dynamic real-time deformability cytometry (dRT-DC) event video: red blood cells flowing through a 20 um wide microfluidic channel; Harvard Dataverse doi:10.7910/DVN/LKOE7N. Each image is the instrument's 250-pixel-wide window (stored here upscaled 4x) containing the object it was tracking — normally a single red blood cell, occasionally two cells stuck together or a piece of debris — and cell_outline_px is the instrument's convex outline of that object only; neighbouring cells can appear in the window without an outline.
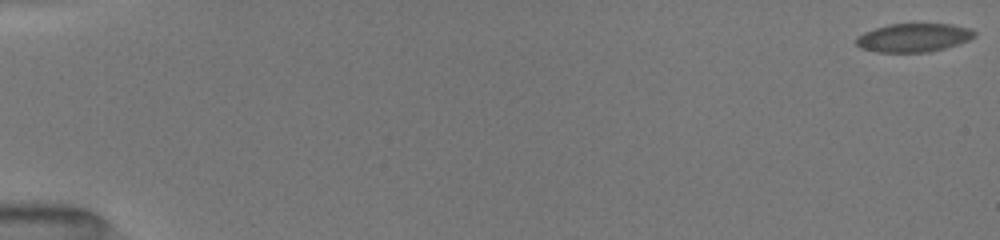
{"species": "common noctule bat (a hibernating species)", "species_latin": "Nyctalus noctula", "temperature_condition": "room temperature", "stored_images_in_passage": 54, "camera_frame_rate_fps": 3000, "um_per_image_px": 0.085, "animal": {"sex": "female", "body_mass_g": 19.5, "forearm_length_mm": 54.1}, "frame": {"image": 1, "passage_image": 1, "time_ms": 0.0, "image_size_px": [1000, 240], "cell_outline_px": [[976, 36], [968, 40], [944, 48], [928, 52], [876, 52], [860, 48], [856, 44], [856, 36], [864, 32], [888, 24], [952, 24], [972, 28], [976, 32]], "centroid_in_image_um": [77.65, 3.19], "position_along_channel_um": 7.3, "area_um2": 19.71}}
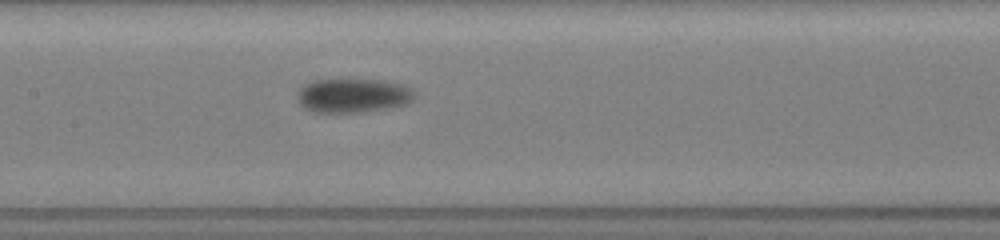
{"frame": {"image": 2, "passage_image": 28, "time_ms": 9.0, "image_size_px": [1000, 240], "cell_outline_px": [[416, 92], [412, 100], [404, 104], [364, 112], [312, 112], [304, 108], [300, 104], [296, 96], [296, 92], [304, 84], [316, 80], [380, 80], [400, 84]], "centroid_in_image_um": [29.94, 8.12], "position_along_channel_um": 177.5, "area_um2": 23.06}}
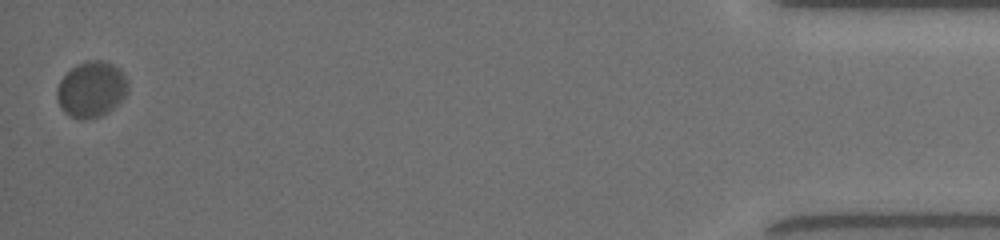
{"frame": {"image": 3, "passage_image": 54, "time_ms": 17.667, "image_size_px": [1000, 240], "cell_outline_px": [[128, 92], [108, 112], [100, 116], [84, 120], [80, 120], [68, 116], [60, 108], [56, 96], [56, 88], [60, 80], [72, 68], [88, 60], [100, 60], [112, 64], [120, 68], [124, 72], [128, 80]], "centroid_in_image_um": [7.76, 7.61], "position_along_channel_um": 427.4, "area_um2": 23.24}, "authors_computed_cell_mechanics": {"area_um2": 21.8195, "velocity_mm_per_s": 3.8363, "shape_relaxation_time_tau1_ms": 2.2807, "shape_relaxation_time_tau2_ms": null, "deformation_change_tau1": 0.0378, "deformation_change_tau2": null}}